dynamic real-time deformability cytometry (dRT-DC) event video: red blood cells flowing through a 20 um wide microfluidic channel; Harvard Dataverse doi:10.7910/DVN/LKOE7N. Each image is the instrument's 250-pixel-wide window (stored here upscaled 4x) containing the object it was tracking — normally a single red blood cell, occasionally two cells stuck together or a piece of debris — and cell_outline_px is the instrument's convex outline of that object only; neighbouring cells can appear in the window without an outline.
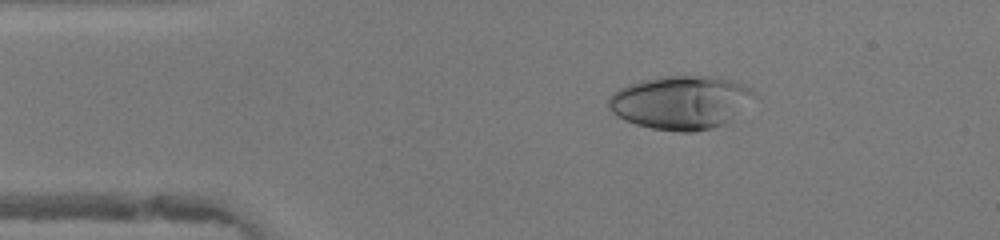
{"species": "human", "species_latin": "Homo sapiens", "temperature_condition": "warm", "stored_images_in_passage": 45, "camera_frame_rate_fps": 3000, "um_per_image_px": 0.085, "donor": {"sex": "female"}, "frame": {"image": 1, "passage_image": 7, "time_ms": 2.0, "image_size_px": [1000, 240], "cell_outline_px": [[760, 96], [724, 124], [712, 128], [692, 132], [680, 132], [652, 128], [636, 124], [624, 120], [612, 112], [608, 108], [608, 96], [612, 92], [628, 84], [640, 80], [660, 76], [716, 76], [732, 80], [748, 88]], "centroid_in_image_um": [57.86, 8.69], "position_along_channel_um": 27.1, "area_um2": 45.72}}
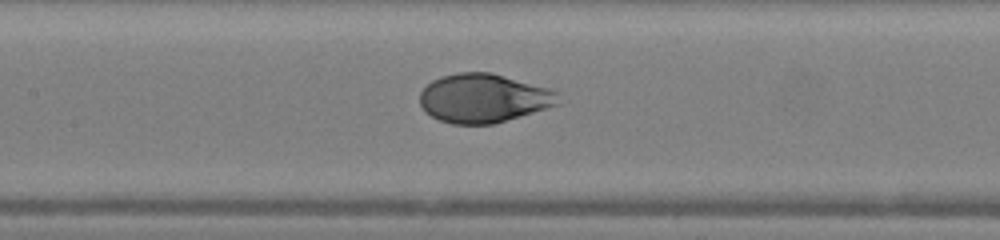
{"frame": {"image": 2, "passage_image": 20, "time_ms": 6.333, "image_size_px": [1000, 240], "cell_outline_px": [[560, 104], [520, 116], [492, 124], [452, 124], [440, 120], [424, 112], [420, 104], [420, 92], [432, 80], [440, 76], [456, 72], [492, 72], [548, 88], [560, 92]], "centroid_in_image_um": [41.1, 8.34], "position_along_channel_um": 166.3, "area_um2": 39.59}}
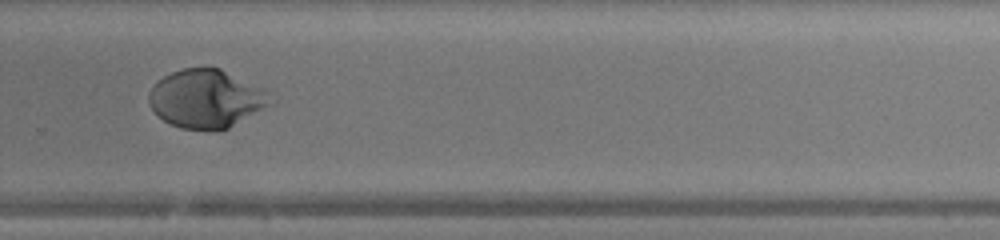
{"frame": {"image": 3, "passage_image": 30, "time_ms": 9.667, "image_size_px": [1000, 240], "cell_outline_px": [[272, 104], [228, 128], [220, 132], [212, 132], [180, 128], [164, 120], [152, 108], [148, 100], [148, 92], [164, 76], [172, 72], [184, 68], [220, 68], [268, 92]], "centroid_in_image_um": [17.52, 8.43], "position_along_channel_um": 312.3, "area_um2": 40.98}, "authors_computed_cell_mechanics": {"area_um2": 41.5004, "velocity_mm_per_s": 4.4193, "shape_relaxation_time_tau1_ms": 4.2962, "shape_relaxation_time_tau2_ms": null, "deformation_change_tau1": 0.2663, "deformation_change_tau2": null}}